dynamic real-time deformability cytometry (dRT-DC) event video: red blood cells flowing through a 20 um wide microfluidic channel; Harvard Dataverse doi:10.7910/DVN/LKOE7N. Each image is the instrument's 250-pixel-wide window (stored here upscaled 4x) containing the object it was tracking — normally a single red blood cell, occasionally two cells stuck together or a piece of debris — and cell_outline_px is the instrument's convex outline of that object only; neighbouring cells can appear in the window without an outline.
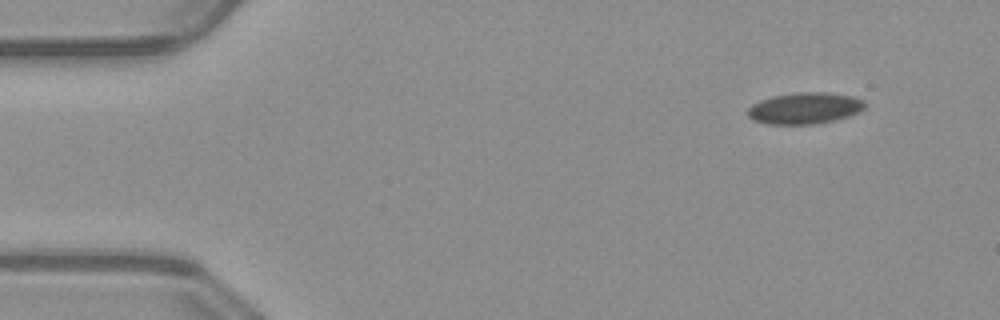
{"species": "common noctule bat (a hibernating species)", "species_latin": "Nyctalus noctula", "temperature_condition": "warm", "stored_images_in_passage": 49, "camera_frame_rate_fps": 3000, "um_per_image_px": 0.085, "animal": {"sex": "male", "body_mass_g": 23.1, "forearm_length_mm": 52.7}, "frame": {"image": 1, "passage_image": 1, "time_ms": 0.0, "image_size_px": [1000, 320], "cell_outline_px": [[864, 104], [860, 108], [844, 116], [828, 120], [804, 124], [776, 124], [756, 120], [748, 112], [748, 108], [764, 100], [776, 96], [844, 96], [860, 100]], "centroid_in_image_um": [68.28, 9.27], "position_along_channel_um": 16.7, "area_um2": 18.26}}
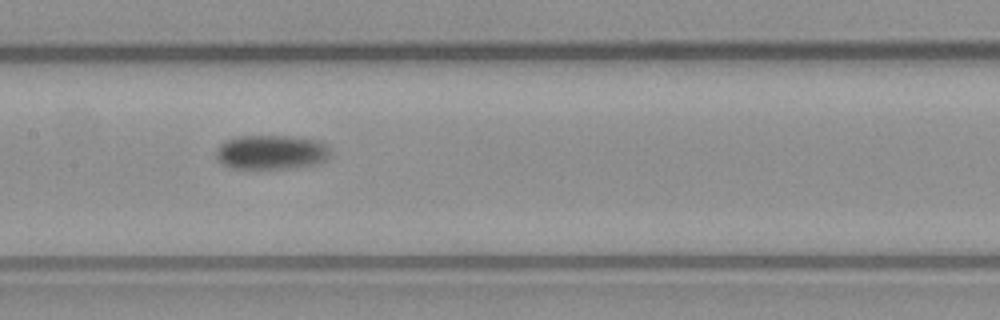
{"frame": {"image": 2, "passage_image": 22, "time_ms": 7.0, "image_size_px": [1000, 320], "cell_outline_px": [[328, 152], [324, 160], [316, 164], [288, 168], [232, 168], [224, 164], [216, 156], [216, 152], [228, 140], [236, 136], [284, 136], [312, 140], [320, 144]], "centroid_in_image_um": [22.98, 12.95], "position_along_channel_um": 184.4, "area_um2": 21.79}}
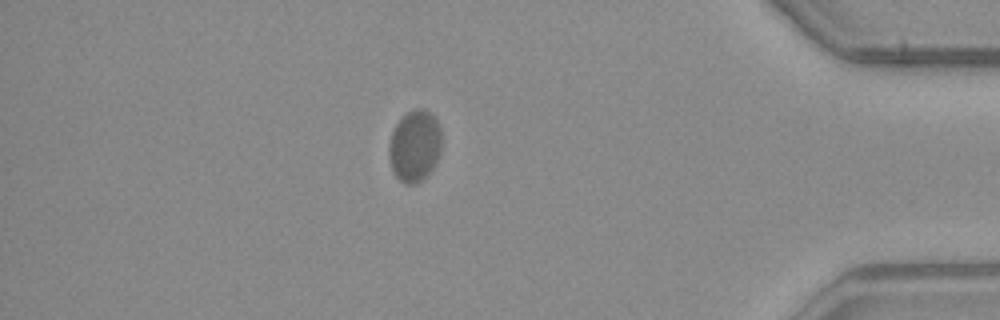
{"frame": {"image": 3, "passage_image": 42, "time_ms": 13.667, "image_size_px": [1000, 320], "cell_outline_px": [[440, 152], [432, 168], [416, 184], [404, 184], [396, 176], [392, 168], [388, 156], [388, 148], [392, 132], [396, 124], [408, 112], [416, 108], [424, 108], [436, 120], [440, 128]], "centroid_in_image_um": [35.22, 12.4], "position_along_channel_um": 400.0, "area_um2": 21.56}, "authors_computed_cell_mechanics": {"area_um2": 21.6172, "velocity_mm_per_s": 3.8783, "shape_relaxation_time_tau1_ms": 1.6367, "shape_relaxation_time_tau2_ms": null, "deformation_change_tau1": 0.0665, "deformation_change_tau2": null}}